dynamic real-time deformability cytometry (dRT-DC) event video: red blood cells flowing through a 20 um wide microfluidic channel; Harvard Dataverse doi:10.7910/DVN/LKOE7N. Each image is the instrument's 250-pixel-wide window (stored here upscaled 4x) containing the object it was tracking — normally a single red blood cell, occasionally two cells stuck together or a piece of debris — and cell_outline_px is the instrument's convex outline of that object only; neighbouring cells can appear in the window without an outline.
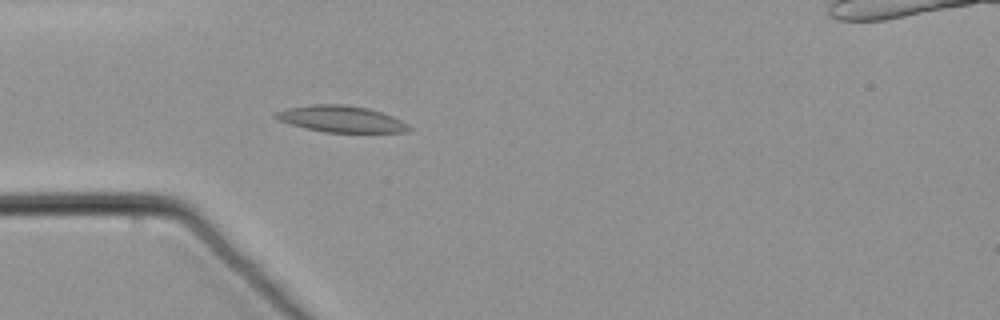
{"species": "common noctule bat (a hibernating species)", "species_latin": "Nyctalus noctula", "temperature_condition": "warm", "stored_images_in_passage": 49, "camera_frame_rate_fps": 3000, "um_per_image_px": 0.085, "animal": {"sex": "male", "body_mass_g": 21.5, "forearm_length_mm": 52.0}, "frame": {"image": 1, "passage_image": 12, "time_ms": 3.667, "image_size_px": [1000, 320], "cell_outline_px": [[412, 128], [408, 132], [324, 132], [304, 128], [280, 120], [272, 116], [276, 112], [288, 108], [312, 104], [344, 104], [368, 108], [392, 116], [408, 124]], "centroid_in_image_um": [29.01, 10.11], "position_along_channel_um": 56.0, "area_um2": 20.4}}
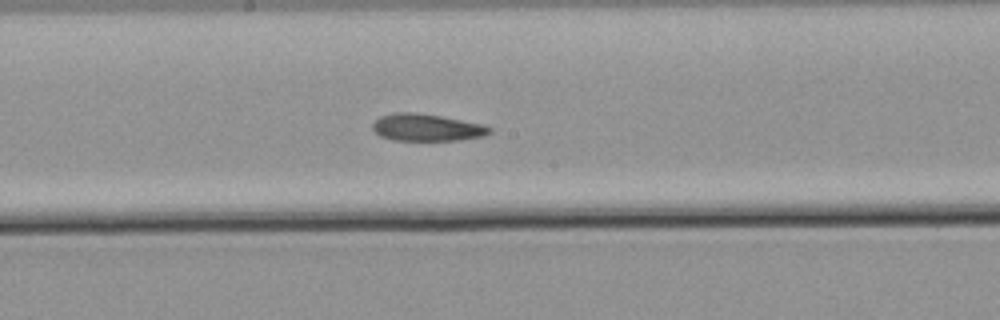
{"frame": {"image": 2, "passage_image": 26, "time_ms": 8.333, "image_size_px": [1000, 320], "cell_outline_px": [[492, 132], [484, 136], [460, 140], [392, 140], [380, 136], [372, 128], [372, 124], [380, 116], [396, 112], [416, 112], [440, 116], [484, 124], [492, 128]], "centroid_in_image_um": [36.29, 10.83], "position_along_channel_um": 211.9, "area_um2": 18.55}}
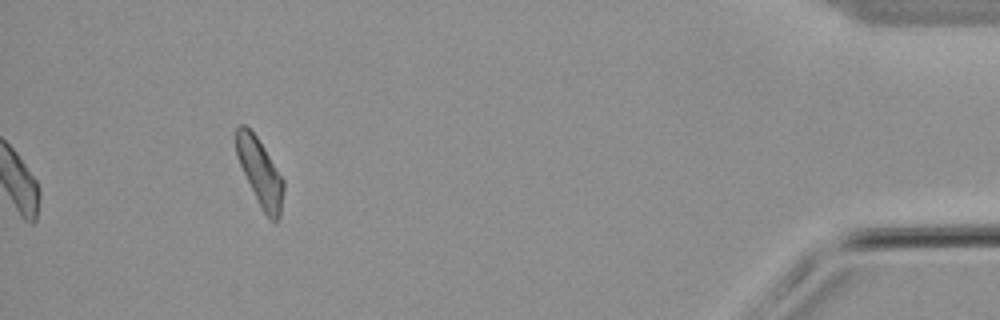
{"frame": {"image": 3, "passage_image": 49, "time_ms": 16.0, "image_size_px": [1000, 320], "cell_outline_px": [[284, 188], [280, 216], [276, 224], [264, 212], [236, 156], [236, 128], [240, 124], [244, 124], [256, 136], [264, 148], [284, 180]], "centroid_in_image_um": [22.11, 14.63], "position_along_channel_um": 413.1, "area_um2": 17.92}}